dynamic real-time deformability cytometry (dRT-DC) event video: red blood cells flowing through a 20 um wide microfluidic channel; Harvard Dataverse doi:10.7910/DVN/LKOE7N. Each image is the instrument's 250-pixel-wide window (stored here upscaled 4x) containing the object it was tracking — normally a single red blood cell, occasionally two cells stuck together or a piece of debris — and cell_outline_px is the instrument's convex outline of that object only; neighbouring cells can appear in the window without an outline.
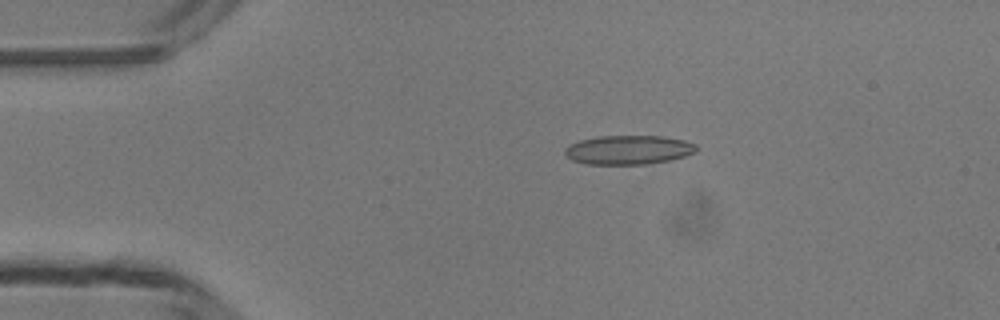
{"species": "common noctule bat (a hibernating species)", "species_latin": "Nyctalus noctula", "temperature_condition": "room temperature", "stored_images_in_passage": 49, "camera_frame_rate_fps": 3000, "um_per_image_px": 0.085, "animal": {"sex": "male", "body_mass_g": 13.3}, "frame": {"image": 1, "passage_image": 10, "time_ms": 3.0, "image_size_px": [1000, 320], "cell_outline_px": [[696, 148], [692, 152], [684, 156], [668, 160], [648, 164], [588, 164], [572, 160], [564, 152], [564, 148], [568, 144], [580, 140], [596, 136], [664, 136], [684, 140], [696, 144]], "centroid_in_image_um": [53.37, 12.73], "position_along_channel_um": 31.6, "area_um2": 22.2}}
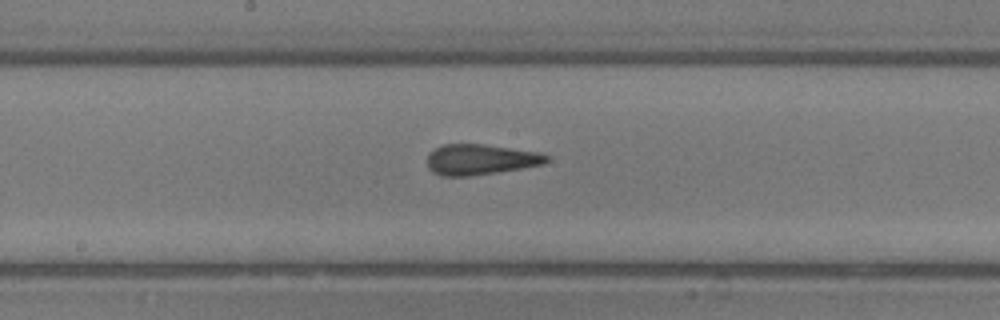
{"frame": {"image": 2, "passage_image": 26, "time_ms": 8.333, "image_size_px": [1000, 320], "cell_outline_px": [[548, 160], [544, 164], [472, 176], [440, 176], [432, 172], [428, 168], [428, 156], [436, 148], [444, 144], [484, 144], [540, 152], [548, 156]], "centroid_in_image_um": [40.83, 13.56], "position_along_channel_um": 207.4, "area_um2": 21.15}}
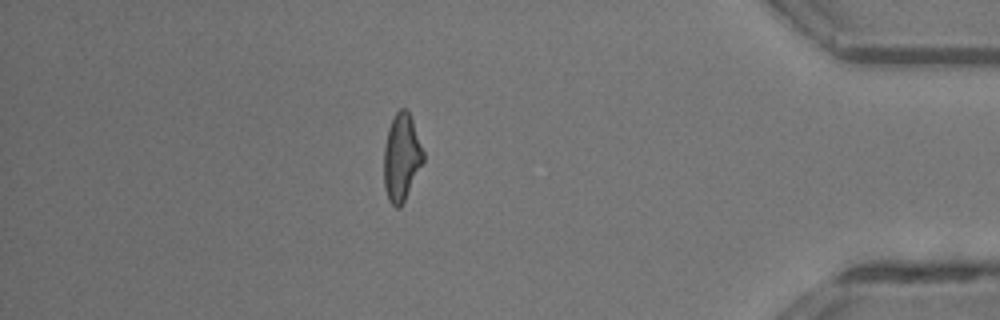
{"frame": {"image": 3, "passage_image": 43, "time_ms": 14.0, "image_size_px": [1000, 320], "cell_outline_px": [[424, 160], [400, 208], [396, 208], [388, 200], [384, 188], [384, 148], [388, 128], [396, 112], [400, 108], [408, 108], [424, 152]], "centroid_in_image_um": [34.12, 13.36], "position_along_channel_um": 401.1, "area_um2": 19.94}, "authors_computed_cell_mechanics": {"area_um2": 21.097, "velocity_mm_per_s": 4.177, "shape_relaxation_time_tau1_ms": 11.3208, "shape_relaxation_time_tau2_ms": 1.8186, "deformation_change_tau1": 0.2316, "deformation_change_tau2": 0.1058}}